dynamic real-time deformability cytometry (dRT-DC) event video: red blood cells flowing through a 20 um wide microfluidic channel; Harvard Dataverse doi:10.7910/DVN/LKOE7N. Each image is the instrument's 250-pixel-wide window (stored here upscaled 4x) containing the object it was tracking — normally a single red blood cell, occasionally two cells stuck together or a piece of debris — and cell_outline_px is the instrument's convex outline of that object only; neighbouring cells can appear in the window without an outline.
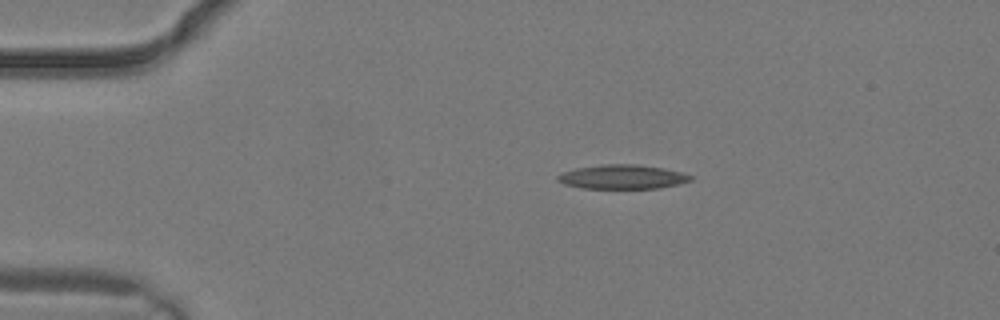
{"species": "common noctule bat (a hibernating species)", "species_latin": "Nyctalus noctula", "temperature_condition": "warm", "stored_images_in_passage": 1, "camera_frame_rate_fps": 3000, "um_per_image_px": 0.085, "animal": {"sex": "male", "body_mass_g": 19.2, "forearm_length_mm": 51.8}, "frame": {"image": 1, "passage_image": 1, "time_ms": 0.0, "image_size_px": [1000, 320], "cell_outline_px": [[692, 180], [680, 184], [660, 188], [580, 188], [564, 184], [556, 180], [556, 176], [560, 172], [576, 168], [600, 164], [636, 164], [664, 168], [680, 172], [692, 176]], "centroid_in_image_um": [52.86, 15.03], "position_along_channel_um": 32.1, "area_um2": 18.9}}